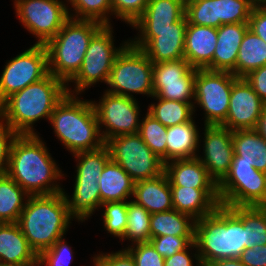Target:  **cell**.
Returning a JSON list of instances; mask_svg holds the SVG:
<instances>
[{
    "mask_svg": "<svg viewBox=\"0 0 266 266\" xmlns=\"http://www.w3.org/2000/svg\"><path fill=\"white\" fill-rule=\"evenodd\" d=\"M249 23L222 24L217 28V44L212 59V71L231 72L236 76L238 51Z\"/></svg>",
    "mask_w": 266,
    "mask_h": 266,
    "instance_id": "22",
    "label": "cell"
},
{
    "mask_svg": "<svg viewBox=\"0 0 266 266\" xmlns=\"http://www.w3.org/2000/svg\"><path fill=\"white\" fill-rule=\"evenodd\" d=\"M196 68L184 58L153 64V96L194 103Z\"/></svg>",
    "mask_w": 266,
    "mask_h": 266,
    "instance_id": "14",
    "label": "cell"
},
{
    "mask_svg": "<svg viewBox=\"0 0 266 266\" xmlns=\"http://www.w3.org/2000/svg\"><path fill=\"white\" fill-rule=\"evenodd\" d=\"M244 221L249 247L266 245V206L231 207Z\"/></svg>",
    "mask_w": 266,
    "mask_h": 266,
    "instance_id": "35",
    "label": "cell"
},
{
    "mask_svg": "<svg viewBox=\"0 0 266 266\" xmlns=\"http://www.w3.org/2000/svg\"><path fill=\"white\" fill-rule=\"evenodd\" d=\"M265 105L252 86L238 78L232 85L228 115L222 126L231 131L255 129Z\"/></svg>",
    "mask_w": 266,
    "mask_h": 266,
    "instance_id": "18",
    "label": "cell"
},
{
    "mask_svg": "<svg viewBox=\"0 0 266 266\" xmlns=\"http://www.w3.org/2000/svg\"><path fill=\"white\" fill-rule=\"evenodd\" d=\"M58 166L39 134L18 135L6 174L29 196L53 195L64 190L57 182L64 176Z\"/></svg>",
    "mask_w": 266,
    "mask_h": 266,
    "instance_id": "1",
    "label": "cell"
},
{
    "mask_svg": "<svg viewBox=\"0 0 266 266\" xmlns=\"http://www.w3.org/2000/svg\"><path fill=\"white\" fill-rule=\"evenodd\" d=\"M48 73L46 46L33 44L6 62L0 76V104L13 93L41 80Z\"/></svg>",
    "mask_w": 266,
    "mask_h": 266,
    "instance_id": "13",
    "label": "cell"
},
{
    "mask_svg": "<svg viewBox=\"0 0 266 266\" xmlns=\"http://www.w3.org/2000/svg\"><path fill=\"white\" fill-rule=\"evenodd\" d=\"M249 29L266 43V3H257L249 17Z\"/></svg>",
    "mask_w": 266,
    "mask_h": 266,
    "instance_id": "50",
    "label": "cell"
},
{
    "mask_svg": "<svg viewBox=\"0 0 266 266\" xmlns=\"http://www.w3.org/2000/svg\"><path fill=\"white\" fill-rule=\"evenodd\" d=\"M65 238L58 239L50 248L38 254L37 266H69L73 261V250Z\"/></svg>",
    "mask_w": 266,
    "mask_h": 266,
    "instance_id": "43",
    "label": "cell"
},
{
    "mask_svg": "<svg viewBox=\"0 0 266 266\" xmlns=\"http://www.w3.org/2000/svg\"><path fill=\"white\" fill-rule=\"evenodd\" d=\"M256 3H261L263 0H254Z\"/></svg>",
    "mask_w": 266,
    "mask_h": 266,
    "instance_id": "55",
    "label": "cell"
},
{
    "mask_svg": "<svg viewBox=\"0 0 266 266\" xmlns=\"http://www.w3.org/2000/svg\"><path fill=\"white\" fill-rule=\"evenodd\" d=\"M49 122L57 139L72 155L105 145L92 100L67 94L55 106Z\"/></svg>",
    "mask_w": 266,
    "mask_h": 266,
    "instance_id": "4",
    "label": "cell"
},
{
    "mask_svg": "<svg viewBox=\"0 0 266 266\" xmlns=\"http://www.w3.org/2000/svg\"><path fill=\"white\" fill-rule=\"evenodd\" d=\"M92 103L104 142L120 135L139 132V117L142 111L136 97L130 98L104 91L99 102Z\"/></svg>",
    "mask_w": 266,
    "mask_h": 266,
    "instance_id": "12",
    "label": "cell"
},
{
    "mask_svg": "<svg viewBox=\"0 0 266 266\" xmlns=\"http://www.w3.org/2000/svg\"><path fill=\"white\" fill-rule=\"evenodd\" d=\"M228 241L231 258H238L244 249L249 248L244 221L231 207H228Z\"/></svg>",
    "mask_w": 266,
    "mask_h": 266,
    "instance_id": "42",
    "label": "cell"
},
{
    "mask_svg": "<svg viewBox=\"0 0 266 266\" xmlns=\"http://www.w3.org/2000/svg\"><path fill=\"white\" fill-rule=\"evenodd\" d=\"M149 242L162 257L169 258L193 243L194 236H157L151 238Z\"/></svg>",
    "mask_w": 266,
    "mask_h": 266,
    "instance_id": "44",
    "label": "cell"
},
{
    "mask_svg": "<svg viewBox=\"0 0 266 266\" xmlns=\"http://www.w3.org/2000/svg\"><path fill=\"white\" fill-rule=\"evenodd\" d=\"M219 200L226 207L266 206V173L253 160L234 155L229 173L218 184Z\"/></svg>",
    "mask_w": 266,
    "mask_h": 266,
    "instance_id": "8",
    "label": "cell"
},
{
    "mask_svg": "<svg viewBox=\"0 0 266 266\" xmlns=\"http://www.w3.org/2000/svg\"><path fill=\"white\" fill-rule=\"evenodd\" d=\"M149 0H111L114 17L132 25L144 12Z\"/></svg>",
    "mask_w": 266,
    "mask_h": 266,
    "instance_id": "45",
    "label": "cell"
},
{
    "mask_svg": "<svg viewBox=\"0 0 266 266\" xmlns=\"http://www.w3.org/2000/svg\"><path fill=\"white\" fill-rule=\"evenodd\" d=\"M62 0H14L13 7L22 26L34 35L35 44L46 45L70 18Z\"/></svg>",
    "mask_w": 266,
    "mask_h": 266,
    "instance_id": "11",
    "label": "cell"
},
{
    "mask_svg": "<svg viewBox=\"0 0 266 266\" xmlns=\"http://www.w3.org/2000/svg\"><path fill=\"white\" fill-rule=\"evenodd\" d=\"M187 24V18L184 15L168 29L137 30L138 36L130 38L129 41L135 47L142 49L153 64L179 60L184 58Z\"/></svg>",
    "mask_w": 266,
    "mask_h": 266,
    "instance_id": "16",
    "label": "cell"
},
{
    "mask_svg": "<svg viewBox=\"0 0 266 266\" xmlns=\"http://www.w3.org/2000/svg\"><path fill=\"white\" fill-rule=\"evenodd\" d=\"M18 135L16 131L0 119V175L6 173L11 147Z\"/></svg>",
    "mask_w": 266,
    "mask_h": 266,
    "instance_id": "47",
    "label": "cell"
},
{
    "mask_svg": "<svg viewBox=\"0 0 266 266\" xmlns=\"http://www.w3.org/2000/svg\"><path fill=\"white\" fill-rule=\"evenodd\" d=\"M264 65H266V43L248 29L238 51L236 77L244 78L251 71Z\"/></svg>",
    "mask_w": 266,
    "mask_h": 266,
    "instance_id": "31",
    "label": "cell"
},
{
    "mask_svg": "<svg viewBox=\"0 0 266 266\" xmlns=\"http://www.w3.org/2000/svg\"><path fill=\"white\" fill-rule=\"evenodd\" d=\"M0 266H16V265H3V264H0Z\"/></svg>",
    "mask_w": 266,
    "mask_h": 266,
    "instance_id": "56",
    "label": "cell"
},
{
    "mask_svg": "<svg viewBox=\"0 0 266 266\" xmlns=\"http://www.w3.org/2000/svg\"><path fill=\"white\" fill-rule=\"evenodd\" d=\"M205 266H245L239 258L219 259L207 263Z\"/></svg>",
    "mask_w": 266,
    "mask_h": 266,
    "instance_id": "53",
    "label": "cell"
},
{
    "mask_svg": "<svg viewBox=\"0 0 266 266\" xmlns=\"http://www.w3.org/2000/svg\"><path fill=\"white\" fill-rule=\"evenodd\" d=\"M136 266H164L162 257L150 242L136 243L125 248Z\"/></svg>",
    "mask_w": 266,
    "mask_h": 266,
    "instance_id": "46",
    "label": "cell"
},
{
    "mask_svg": "<svg viewBox=\"0 0 266 266\" xmlns=\"http://www.w3.org/2000/svg\"><path fill=\"white\" fill-rule=\"evenodd\" d=\"M234 155L253 160L254 167L266 173V141L255 129L232 131Z\"/></svg>",
    "mask_w": 266,
    "mask_h": 266,
    "instance_id": "30",
    "label": "cell"
},
{
    "mask_svg": "<svg viewBox=\"0 0 266 266\" xmlns=\"http://www.w3.org/2000/svg\"><path fill=\"white\" fill-rule=\"evenodd\" d=\"M102 26L94 20L69 18L45 45L49 73L67 84L80 70L89 42Z\"/></svg>",
    "mask_w": 266,
    "mask_h": 266,
    "instance_id": "5",
    "label": "cell"
},
{
    "mask_svg": "<svg viewBox=\"0 0 266 266\" xmlns=\"http://www.w3.org/2000/svg\"><path fill=\"white\" fill-rule=\"evenodd\" d=\"M203 129V156L199 153L197 158L219 184L229 173L234 157L232 131L222 125H204Z\"/></svg>",
    "mask_w": 266,
    "mask_h": 266,
    "instance_id": "17",
    "label": "cell"
},
{
    "mask_svg": "<svg viewBox=\"0 0 266 266\" xmlns=\"http://www.w3.org/2000/svg\"><path fill=\"white\" fill-rule=\"evenodd\" d=\"M67 95L66 84L51 73L13 93L0 104V119L19 135L39 134L40 119L50 120L55 106Z\"/></svg>",
    "mask_w": 266,
    "mask_h": 266,
    "instance_id": "2",
    "label": "cell"
},
{
    "mask_svg": "<svg viewBox=\"0 0 266 266\" xmlns=\"http://www.w3.org/2000/svg\"><path fill=\"white\" fill-rule=\"evenodd\" d=\"M151 214L133 200L127 201V228L120 241L129 240L131 245L149 242Z\"/></svg>",
    "mask_w": 266,
    "mask_h": 266,
    "instance_id": "36",
    "label": "cell"
},
{
    "mask_svg": "<svg viewBox=\"0 0 266 266\" xmlns=\"http://www.w3.org/2000/svg\"><path fill=\"white\" fill-rule=\"evenodd\" d=\"M69 4L70 18L94 20L103 25H111L109 18L113 16L111 0H72Z\"/></svg>",
    "mask_w": 266,
    "mask_h": 266,
    "instance_id": "37",
    "label": "cell"
},
{
    "mask_svg": "<svg viewBox=\"0 0 266 266\" xmlns=\"http://www.w3.org/2000/svg\"><path fill=\"white\" fill-rule=\"evenodd\" d=\"M37 258L17 222L0 223V264L37 266Z\"/></svg>",
    "mask_w": 266,
    "mask_h": 266,
    "instance_id": "21",
    "label": "cell"
},
{
    "mask_svg": "<svg viewBox=\"0 0 266 266\" xmlns=\"http://www.w3.org/2000/svg\"><path fill=\"white\" fill-rule=\"evenodd\" d=\"M173 208L199 220L213 213L219 205L218 188L170 186Z\"/></svg>",
    "mask_w": 266,
    "mask_h": 266,
    "instance_id": "19",
    "label": "cell"
},
{
    "mask_svg": "<svg viewBox=\"0 0 266 266\" xmlns=\"http://www.w3.org/2000/svg\"><path fill=\"white\" fill-rule=\"evenodd\" d=\"M244 79L252 86L255 93L266 104V65L251 71Z\"/></svg>",
    "mask_w": 266,
    "mask_h": 266,
    "instance_id": "52",
    "label": "cell"
},
{
    "mask_svg": "<svg viewBox=\"0 0 266 266\" xmlns=\"http://www.w3.org/2000/svg\"><path fill=\"white\" fill-rule=\"evenodd\" d=\"M195 222L190 215L180 213L175 209L151 214V238L157 236H194Z\"/></svg>",
    "mask_w": 266,
    "mask_h": 266,
    "instance_id": "29",
    "label": "cell"
},
{
    "mask_svg": "<svg viewBox=\"0 0 266 266\" xmlns=\"http://www.w3.org/2000/svg\"><path fill=\"white\" fill-rule=\"evenodd\" d=\"M217 41V28L188 23L185 32L184 59L193 68L212 70Z\"/></svg>",
    "mask_w": 266,
    "mask_h": 266,
    "instance_id": "20",
    "label": "cell"
},
{
    "mask_svg": "<svg viewBox=\"0 0 266 266\" xmlns=\"http://www.w3.org/2000/svg\"><path fill=\"white\" fill-rule=\"evenodd\" d=\"M113 27L103 25L91 38L83 63L77 74L66 84L67 94L79 95L98 82L107 84L114 60L123 47L129 42L123 41L115 47ZM74 88H69V84Z\"/></svg>",
    "mask_w": 266,
    "mask_h": 266,
    "instance_id": "6",
    "label": "cell"
},
{
    "mask_svg": "<svg viewBox=\"0 0 266 266\" xmlns=\"http://www.w3.org/2000/svg\"><path fill=\"white\" fill-rule=\"evenodd\" d=\"M152 98H155L157 103H151L147 109V113L165 127L183 124L195 118L193 116L194 103L162 99L156 96Z\"/></svg>",
    "mask_w": 266,
    "mask_h": 266,
    "instance_id": "33",
    "label": "cell"
},
{
    "mask_svg": "<svg viewBox=\"0 0 266 266\" xmlns=\"http://www.w3.org/2000/svg\"><path fill=\"white\" fill-rule=\"evenodd\" d=\"M132 197L131 200L143 206L150 214L174 209L170 182L165 172L156 178L135 182Z\"/></svg>",
    "mask_w": 266,
    "mask_h": 266,
    "instance_id": "23",
    "label": "cell"
},
{
    "mask_svg": "<svg viewBox=\"0 0 266 266\" xmlns=\"http://www.w3.org/2000/svg\"><path fill=\"white\" fill-rule=\"evenodd\" d=\"M237 79L231 72L196 69L193 108L194 113L198 106L204 111V125L226 121L232 85Z\"/></svg>",
    "mask_w": 266,
    "mask_h": 266,
    "instance_id": "9",
    "label": "cell"
},
{
    "mask_svg": "<svg viewBox=\"0 0 266 266\" xmlns=\"http://www.w3.org/2000/svg\"><path fill=\"white\" fill-rule=\"evenodd\" d=\"M100 210L105 231L121 239L127 228V201L104 203Z\"/></svg>",
    "mask_w": 266,
    "mask_h": 266,
    "instance_id": "41",
    "label": "cell"
},
{
    "mask_svg": "<svg viewBox=\"0 0 266 266\" xmlns=\"http://www.w3.org/2000/svg\"><path fill=\"white\" fill-rule=\"evenodd\" d=\"M186 0H149L143 14L131 25L136 30H164L185 15Z\"/></svg>",
    "mask_w": 266,
    "mask_h": 266,
    "instance_id": "25",
    "label": "cell"
},
{
    "mask_svg": "<svg viewBox=\"0 0 266 266\" xmlns=\"http://www.w3.org/2000/svg\"><path fill=\"white\" fill-rule=\"evenodd\" d=\"M185 16L189 24L219 28L217 0H186Z\"/></svg>",
    "mask_w": 266,
    "mask_h": 266,
    "instance_id": "39",
    "label": "cell"
},
{
    "mask_svg": "<svg viewBox=\"0 0 266 266\" xmlns=\"http://www.w3.org/2000/svg\"><path fill=\"white\" fill-rule=\"evenodd\" d=\"M238 258L245 266H266V245L246 248Z\"/></svg>",
    "mask_w": 266,
    "mask_h": 266,
    "instance_id": "51",
    "label": "cell"
},
{
    "mask_svg": "<svg viewBox=\"0 0 266 266\" xmlns=\"http://www.w3.org/2000/svg\"><path fill=\"white\" fill-rule=\"evenodd\" d=\"M164 172L169 179L170 186L218 188L216 181L197 157L168 161L165 163Z\"/></svg>",
    "mask_w": 266,
    "mask_h": 266,
    "instance_id": "24",
    "label": "cell"
},
{
    "mask_svg": "<svg viewBox=\"0 0 266 266\" xmlns=\"http://www.w3.org/2000/svg\"><path fill=\"white\" fill-rule=\"evenodd\" d=\"M67 4H69L72 0H65Z\"/></svg>",
    "mask_w": 266,
    "mask_h": 266,
    "instance_id": "57",
    "label": "cell"
},
{
    "mask_svg": "<svg viewBox=\"0 0 266 266\" xmlns=\"http://www.w3.org/2000/svg\"><path fill=\"white\" fill-rule=\"evenodd\" d=\"M29 195L6 173L0 175V223L18 222Z\"/></svg>",
    "mask_w": 266,
    "mask_h": 266,
    "instance_id": "32",
    "label": "cell"
},
{
    "mask_svg": "<svg viewBox=\"0 0 266 266\" xmlns=\"http://www.w3.org/2000/svg\"><path fill=\"white\" fill-rule=\"evenodd\" d=\"M110 158L135 181L156 178L164 172L165 163L136 134L120 135L105 142Z\"/></svg>",
    "mask_w": 266,
    "mask_h": 266,
    "instance_id": "10",
    "label": "cell"
},
{
    "mask_svg": "<svg viewBox=\"0 0 266 266\" xmlns=\"http://www.w3.org/2000/svg\"><path fill=\"white\" fill-rule=\"evenodd\" d=\"M199 134V128H197L194 119L167 127L166 162L197 157L202 141Z\"/></svg>",
    "mask_w": 266,
    "mask_h": 266,
    "instance_id": "26",
    "label": "cell"
},
{
    "mask_svg": "<svg viewBox=\"0 0 266 266\" xmlns=\"http://www.w3.org/2000/svg\"><path fill=\"white\" fill-rule=\"evenodd\" d=\"M193 249L196 252L190 253ZM193 261L196 265L193 264ZM164 266H202L195 243H191L186 249L175 253L169 258H164Z\"/></svg>",
    "mask_w": 266,
    "mask_h": 266,
    "instance_id": "49",
    "label": "cell"
},
{
    "mask_svg": "<svg viewBox=\"0 0 266 266\" xmlns=\"http://www.w3.org/2000/svg\"><path fill=\"white\" fill-rule=\"evenodd\" d=\"M194 243L202 266L231 258L228 241V207L219 205L210 215L196 220Z\"/></svg>",
    "mask_w": 266,
    "mask_h": 266,
    "instance_id": "15",
    "label": "cell"
},
{
    "mask_svg": "<svg viewBox=\"0 0 266 266\" xmlns=\"http://www.w3.org/2000/svg\"><path fill=\"white\" fill-rule=\"evenodd\" d=\"M94 266H136L130 253L123 248L122 250L111 253H98L93 257Z\"/></svg>",
    "mask_w": 266,
    "mask_h": 266,
    "instance_id": "48",
    "label": "cell"
},
{
    "mask_svg": "<svg viewBox=\"0 0 266 266\" xmlns=\"http://www.w3.org/2000/svg\"><path fill=\"white\" fill-rule=\"evenodd\" d=\"M145 115L141 119L138 134L153 153L166 163L167 127L162 125L147 112Z\"/></svg>",
    "mask_w": 266,
    "mask_h": 266,
    "instance_id": "38",
    "label": "cell"
},
{
    "mask_svg": "<svg viewBox=\"0 0 266 266\" xmlns=\"http://www.w3.org/2000/svg\"><path fill=\"white\" fill-rule=\"evenodd\" d=\"M256 4L254 0H217L218 19L222 24L249 23Z\"/></svg>",
    "mask_w": 266,
    "mask_h": 266,
    "instance_id": "40",
    "label": "cell"
},
{
    "mask_svg": "<svg viewBox=\"0 0 266 266\" xmlns=\"http://www.w3.org/2000/svg\"><path fill=\"white\" fill-rule=\"evenodd\" d=\"M77 161L74 181H98L106 163L111 159L106 145L92 150L73 154Z\"/></svg>",
    "mask_w": 266,
    "mask_h": 266,
    "instance_id": "34",
    "label": "cell"
},
{
    "mask_svg": "<svg viewBox=\"0 0 266 266\" xmlns=\"http://www.w3.org/2000/svg\"><path fill=\"white\" fill-rule=\"evenodd\" d=\"M98 186L101 204L128 201L133 196L135 181L118 163L110 159L103 168Z\"/></svg>",
    "mask_w": 266,
    "mask_h": 266,
    "instance_id": "27",
    "label": "cell"
},
{
    "mask_svg": "<svg viewBox=\"0 0 266 266\" xmlns=\"http://www.w3.org/2000/svg\"><path fill=\"white\" fill-rule=\"evenodd\" d=\"M71 221L73 218L62 191L53 195L29 196L17 223L38 255L66 235Z\"/></svg>",
    "mask_w": 266,
    "mask_h": 266,
    "instance_id": "3",
    "label": "cell"
},
{
    "mask_svg": "<svg viewBox=\"0 0 266 266\" xmlns=\"http://www.w3.org/2000/svg\"><path fill=\"white\" fill-rule=\"evenodd\" d=\"M69 208V214L78 222H85L96 209L101 207L100 189L98 181H75L72 197L63 190Z\"/></svg>",
    "mask_w": 266,
    "mask_h": 266,
    "instance_id": "28",
    "label": "cell"
},
{
    "mask_svg": "<svg viewBox=\"0 0 266 266\" xmlns=\"http://www.w3.org/2000/svg\"><path fill=\"white\" fill-rule=\"evenodd\" d=\"M255 130L263 137L266 141V105L261 112L260 119L258 120V124Z\"/></svg>",
    "mask_w": 266,
    "mask_h": 266,
    "instance_id": "54",
    "label": "cell"
},
{
    "mask_svg": "<svg viewBox=\"0 0 266 266\" xmlns=\"http://www.w3.org/2000/svg\"><path fill=\"white\" fill-rule=\"evenodd\" d=\"M107 85L105 91L115 95L153 97V63L129 41L116 56Z\"/></svg>",
    "mask_w": 266,
    "mask_h": 266,
    "instance_id": "7",
    "label": "cell"
}]
</instances>
